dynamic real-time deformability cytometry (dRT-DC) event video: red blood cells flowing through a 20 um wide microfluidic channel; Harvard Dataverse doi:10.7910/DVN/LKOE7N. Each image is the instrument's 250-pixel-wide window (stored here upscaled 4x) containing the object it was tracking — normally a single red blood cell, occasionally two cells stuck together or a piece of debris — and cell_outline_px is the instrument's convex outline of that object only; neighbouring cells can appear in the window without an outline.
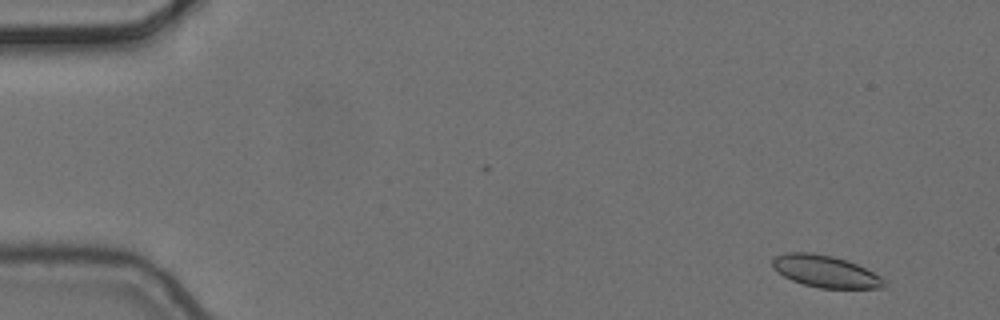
{"species": "common noctule bat (a hibernating species)", "species_latin": "Nyctalus noctula", "temperature_condition": "cold", "stored_images_in_passage": 5, "camera_frame_rate_fps": 3000, "um_per_image_px": 0.085, "animal": {"sex": "female", "body_mass_g": 24.6, "forearm_length_mm": 56.2}, "frame": {"image": 1, "passage_image": 1, "time_ms": 0.0, "image_size_px": [1000, 320], "cell_outline_px": [[884, 284], [880, 288], [820, 288], [804, 284], [792, 280], [776, 272], [772, 268], [772, 256], [784, 252], [812, 252], [832, 256], [856, 264], [880, 276], [884, 280]], "centroid_in_image_um": [70.06, 23.05], "position_along_channel_um": 14.9, "area_um2": 20.69}}
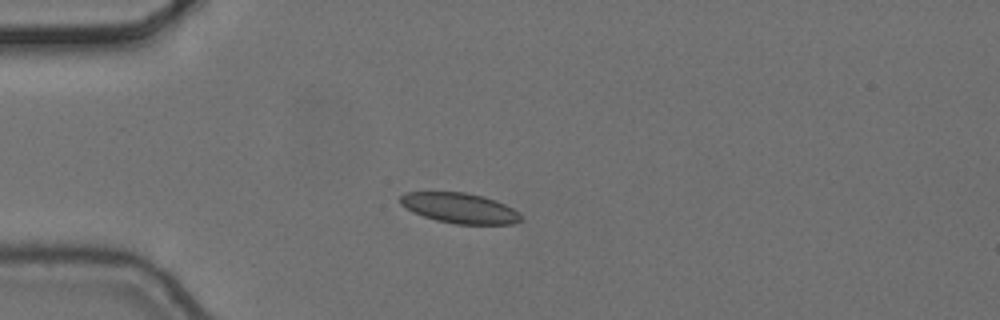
{"frame": {"image": 2, "passage_image": 4, "time_ms": 1.0, "image_size_px": [1000, 320], "cell_outline_px": [[520, 220], [512, 224], [456, 224], [436, 220], [412, 212], [400, 204], [400, 196], [404, 192], [464, 192], [484, 196], [496, 200], [520, 212]], "centroid_in_image_um": [39.05, 17.68], "position_along_channel_um": 45.9, "area_um2": 21.27}}